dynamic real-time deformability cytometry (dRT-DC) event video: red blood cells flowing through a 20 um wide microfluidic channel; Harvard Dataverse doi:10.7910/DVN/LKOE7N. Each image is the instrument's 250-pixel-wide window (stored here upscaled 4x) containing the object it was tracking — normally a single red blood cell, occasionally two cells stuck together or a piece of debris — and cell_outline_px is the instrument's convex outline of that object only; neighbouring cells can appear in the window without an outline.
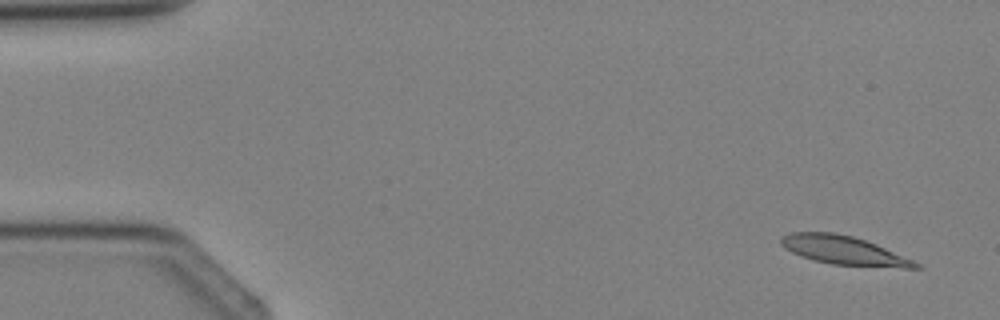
{"species": "Egyptian fruit bat (a non-hibernating species)", "species_latin": "Rousettus aegyptiacus", "temperature_condition": "cold", "stored_images_in_passage": 3, "camera_frame_rate_fps": 3000, "um_per_image_px": 0.085, "animal": {"sex": "female"}, "frame": {"image": 1, "passage_image": 1, "time_ms": 0.0, "image_size_px": [1000, 320], "cell_outline_px": [[924, 268], [904, 268], [832, 264], [800, 256], [784, 248], [780, 244], [780, 236], [792, 232], [832, 232], [852, 236], [876, 244], [912, 260], [920, 264]], "centroid_in_image_um": [71.69, 21.27], "position_along_channel_um": 13.3, "area_um2": 22.31}}
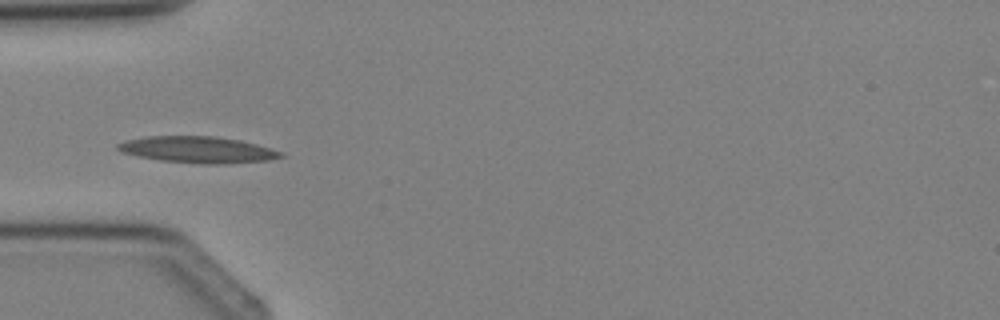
{"frame": {"image": 2, "passage_image": 3, "time_ms": 3.333, "image_size_px": [1000, 320], "cell_outline_px": [[284, 156], [268, 160], [224, 164], [200, 164], [160, 160], [120, 152], [116, 148], [116, 144], [124, 140], [144, 136], [216, 136], [240, 140], [256, 144], [284, 152]], "centroid_in_image_um": [16.79, 12.72], "position_along_channel_um": 68.2, "area_um2": 25.26}}